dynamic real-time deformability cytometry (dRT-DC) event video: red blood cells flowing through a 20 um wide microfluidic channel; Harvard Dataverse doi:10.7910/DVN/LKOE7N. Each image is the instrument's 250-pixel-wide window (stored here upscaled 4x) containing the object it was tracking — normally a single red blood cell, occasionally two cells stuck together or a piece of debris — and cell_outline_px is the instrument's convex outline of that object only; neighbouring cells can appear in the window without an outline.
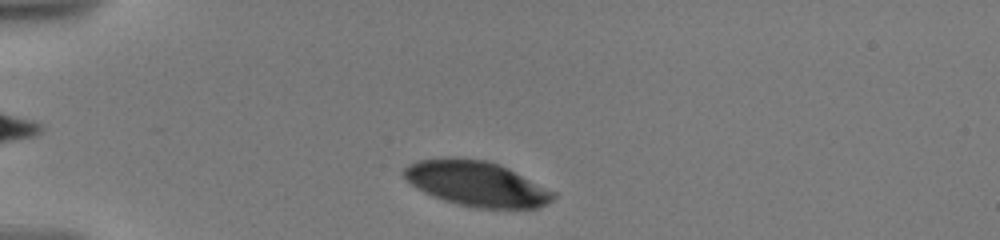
{"species": "human", "species_latin": "Homo sapiens", "temperature_condition": "warm", "stored_images_in_passage": 14, "camera_frame_rate_fps": 3000, "um_per_image_px": 0.085, "donor": {"sex": "male"}, "frame": {"image": 1, "passage_image": 2, "time_ms": 0.333, "image_size_px": [1000, 240], "cell_outline_px": [[556, 196], [552, 200], [540, 208], [476, 208], [460, 204], [436, 196], [416, 188], [400, 172], [408, 164], [416, 160], [448, 156], [488, 160], [500, 164], [556, 192]], "centroid_in_image_um": [40.51, 15.58], "position_along_channel_um": 44.5, "area_um2": 39.3}}
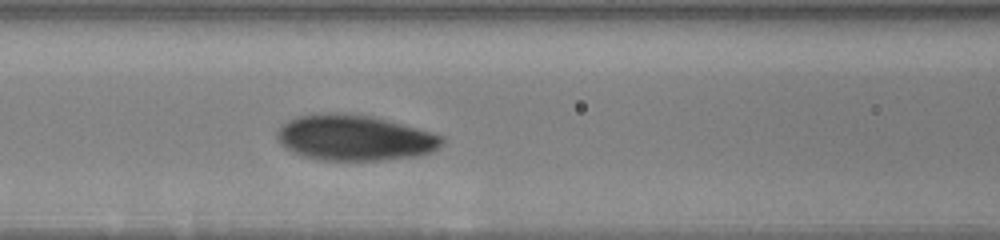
{"frame": {"image": 2, "passage_image": 9, "time_ms": 4.0, "image_size_px": [1000, 240], "cell_outline_px": [[444, 140], [432, 152], [416, 156], [384, 160], [324, 160], [308, 156], [296, 152], [280, 144], [276, 136], [276, 132], [280, 124], [296, 116], [320, 112], [344, 112], [372, 116], [388, 120], [432, 132], [444, 136]], "centroid_in_image_um": [30.12, 11.68], "position_along_channel_um": 136.5, "area_um2": 43.99}}
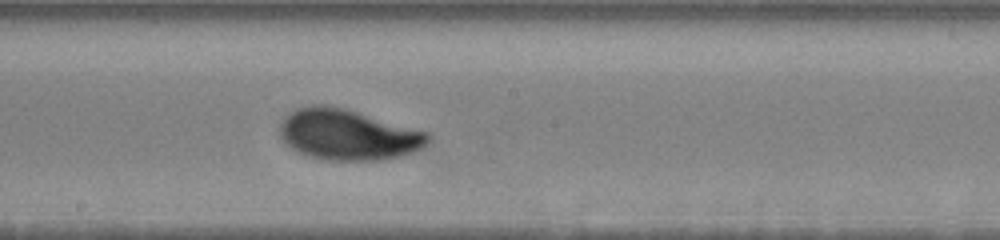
{"frame": {"image": 3, "passage_image": 14, "time_ms": 6.333, "image_size_px": [1000, 240], "cell_outline_px": [[428, 140], [420, 148], [412, 152], [400, 156], [380, 160], [324, 160], [308, 156], [296, 152], [284, 144], [280, 136], [280, 124], [296, 108], [312, 104], [328, 104], [344, 108], [428, 132]], "centroid_in_image_um": [29.51, 11.45], "position_along_channel_um": 218.7, "area_um2": 43.64}}